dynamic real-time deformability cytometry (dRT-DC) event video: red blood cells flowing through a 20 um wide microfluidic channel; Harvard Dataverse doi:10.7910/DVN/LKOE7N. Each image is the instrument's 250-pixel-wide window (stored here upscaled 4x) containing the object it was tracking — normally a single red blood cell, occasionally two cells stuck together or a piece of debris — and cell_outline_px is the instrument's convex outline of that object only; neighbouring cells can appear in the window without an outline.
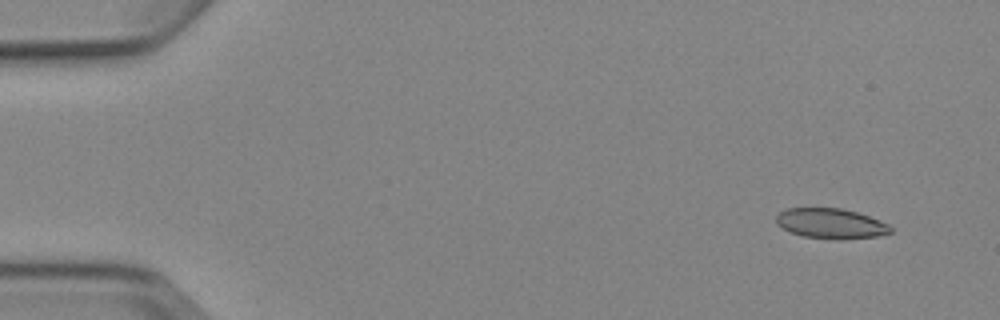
{"species": "Egyptian fruit bat (a non-hibernating species)", "species_latin": "Rousettus aegyptiacus", "temperature_condition": "cold", "stored_images_in_passage": 6, "camera_frame_rate_fps": 3000, "um_per_image_px": 0.085, "animal": {"sex": "female"}, "frame": {"image": 1, "passage_image": 2, "time_ms": 1.0, "image_size_px": [1000, 320], "cell_outline_px": [[892, 232], [880, 236], [840, 240], [804, 236], [792, 232], [776, 224], [776, 216], [780, 212], [788, 208], [840, 208], [856, 212], [880, 220], [888, 224], [892, 228]], "centroid_in_image_um": [70.66, 19.0], "position_along_channel_um": 14.3, "area_um2": 20.06}}
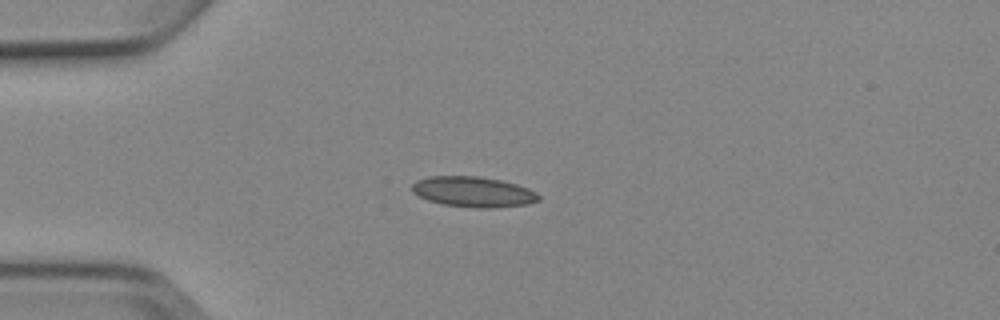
{"frame": {"image": 2, "passage_image": 4, "time_ms": 4.333, "image_size_px": [1000, 320], "cell_outline_px": [[540, 200], [528, 204], [488, 208], [476, 208], [440, 204], [428, 200], [412, 192], [412, 184], [416, 180], [428, 176], [480, 176], [500, 180], [516, 184], [528, 188], [536, 192], [540, 196]], "centroid_in_image_um": [40.22, 16.3], "position_along_channel_um": 44.8, "area_um2": 22.54}}
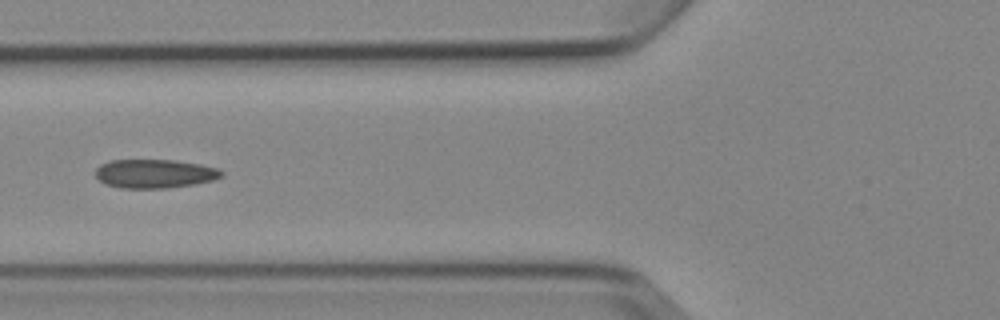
{"frame": {"image": 3, "passage_image": 6, "time_ms": 6.667, "image_size_px": [1000, 320], "cell_outline_px": [[224, 176], [212, 180], [196, 184], [168, 188], [120, 188], [104, 184], [96, 176], [96, 168], [100, 164], [108, 160], [176, 160], [200, 164], [216, 168], [224, 172]], "centroid_in_image_um": [13.14, 14.76], "position_along_channel_um": 112.7, "area_um2": 21.33}}